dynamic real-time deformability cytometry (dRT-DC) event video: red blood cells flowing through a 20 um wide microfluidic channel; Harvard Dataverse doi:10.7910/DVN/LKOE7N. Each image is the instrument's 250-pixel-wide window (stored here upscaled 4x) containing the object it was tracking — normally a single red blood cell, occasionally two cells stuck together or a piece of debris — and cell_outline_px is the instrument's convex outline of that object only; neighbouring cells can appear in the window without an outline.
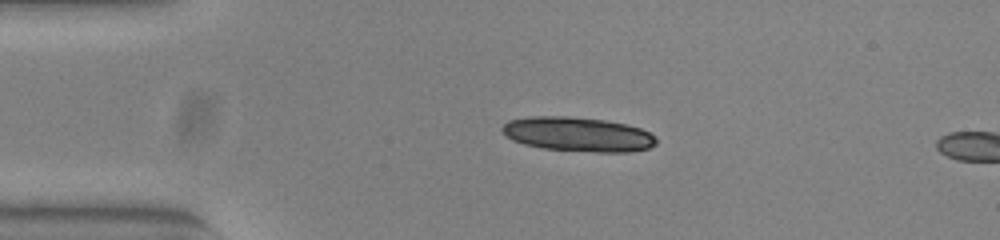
{"species": "common noctule bat (a hibernating species)", "species_latin": "Nyctalus noctula", "temperature_condition": "warm", "stored_images_in_passage": 12, "camera_frame_rate_fps": 3000, "um_per_image_px": 0.085, "animal": {"sex": "female", "body_mass_g": 23.0, "forearm_length_mm": 53.4}, "frame": {"image": 1, "passage_image": 9, "time_ms": 2.667, "image_size_px": [1000, 240], "cell_outline_px": [[656, 144], [648, 148], [628, 152], [596, 152], [544, 148], [524, 144], [512, 140], [504, 136], [500, 128], [508, 120], [528, 116], [572, 116], [604, 120], [628, 124], [640, 128], [656, 136]], "centroid_in_image_um": [49.09, 11.4], "position_along_channel_um": 35.9, "area_um2": 31.1}}